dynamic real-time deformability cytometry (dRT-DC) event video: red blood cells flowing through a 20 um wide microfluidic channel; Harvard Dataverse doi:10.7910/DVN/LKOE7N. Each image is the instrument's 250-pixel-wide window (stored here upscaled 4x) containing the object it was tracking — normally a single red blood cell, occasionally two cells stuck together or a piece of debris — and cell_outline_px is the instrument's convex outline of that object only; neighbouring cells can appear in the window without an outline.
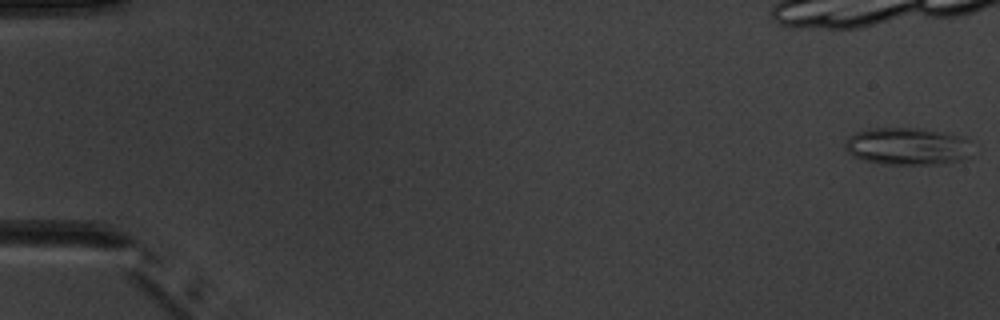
{"species": "common noctule bat (a hibernating species)", "species_latin": "Nyctalus noctula", "temperature_condition": "warm", "stored_images_in_passage": 6, "camera_frame_rate_fps": 3000, "um_per_image_px": 0.085, "animal": {"sex": "male", "body_mass_g": 20.1, "forearm_length_mm": 53.5}, "frame": {"image": 1, "passage_image": 1, "time_ms": 0.0, "image_size_px": [1000, 320], "cell_outline_px": [[968, 156], [960, 160], [944, 164], [884, 164], [864, 160], [852, 156], [844, 148], [844, 144], [848, 136], [856, 132], [876, 128], [920, 128], [940, 132], [956, 136], [968, 140]], "centroid_in_image_um": [77.04, 12.44], "position_along_channel_um": 8.0, "area_um2": 27.34}}